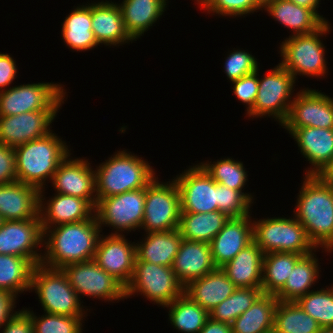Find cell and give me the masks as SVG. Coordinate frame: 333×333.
Listing matches in <instances>:
<instances>
[{
	"label": "cell",
	"mask_w": 333,
	"mask_h": 333,
	"mask_svg": "<svg viewBox=\"0 0 333 333\" xmlns=\"http://www.w3.org/2000/svg\"><path fill=\"white\" fill-rule=\"evenodd\" d=\"M42 230L45 250L41 264L54 269L92 260L102 233L96 216Z\"/></svg>",
	"instance_id": "6da1fadb"
},
{
	"label": "cell",
	"mask_w": 333,
	"mask_h": 333,
	"mask_svg": "<svg viewBox=\"0 0 333 333\" xmlns=\"http://www.w3.org/2000/svg\"><path fill=\"white\" fill-rule=\"evenodd\" d=\"M293 216L316 249L333 252V188L318 175H304Z\"/></svg>",
	"instance_id": "7a4b0ae2"
},
{
	"label": "cell",
	"mask_w": 333,
	"mask_h": 333,
	"mask_svg": "<svg viewBox=\"0 0 333 333\" xmlns=\"http://www.w3.org/2000/svg\"><path fill=\"white\" fill-rule=\"evenodd\" d=\"M66 141L51 131L49 134L14 148L17 181L39 191L46 180L52 181L58 165L71 153ZM49 179V180H48Z\"/></svg>",
	"instance_id": "3957f363"
},
{
	"label": "cell",
	"mask_w": 333,
	"mask_h": 333,
	"mask_svg": "<svg viewBox=\"0 0 333 333\" xmlns=\"http://www.w3.org/2000/svg\"><path fill=\"white\" fill-rule=\"evenodd\" d=\"M96 166L97 201L124 192L146 188L157 176L149 161L125 150H117Z\"/></svg>",
	"instance_id": "277c9868"
},
{
	"label": "cell",
	"mask_w": 333,
	"mask_h": 333,
	"mask_svg": "<svg viewBox=\"0 0 333 333\" xmlns=\"http://www.w3.org/2000/svg\"><path fill=\"white\" fill-rule=\"evenodd\" d=\"M331 24L325 22L313 33L301 35H289L282 41L279 47L280 64L287 69L297 80V75L306 77L325 78L328 73L325 57V44L321 37L329 34Z\"/></svg>",
	"instance_id": "5b68a950"
},
{
	"label": "cell",
	"mask_w": 333,
	"mask_h": 333,
	"mask_svg": "<svg viewBox=\"0 0 333 333\" xmlns=\"http://www.w3.org/2000/svg\"><path fill=\"white\" fill-rule=\"evenodd\" d=\"M30 290L35 291L44 313L86 317L88 309L83 306V300L69 284L61 269L35 265Z\"/></svg>",
	"instance_id": "8992f818"
},
{
	"label": "cell",
	"mask_w": 333,
	"mask_h": 333,
	"mask_svg": "<svg viewBox=\"0 0 333 333\" xmlns=\"http://www.w3.org/2000/svg\"><path fill=\"white\" fill-rule=\"evenodd\" d=\"M254 219L256 218H253L254 242L264 255L272 252H290L305 256L316 250L304 227L294 216Z\"/></svg>",
	"instance_id": "52a82bcc"
},
{
	"label": "cell",
	"mask_w": 333,
	"mask_h": 333,
	"mask_svg": "<svg viewBox=\"0 0 333 333\" xmlns=\"http://www.w3.org/2000/svg\"><path fill=\"white\" fill-rule=\"evenodd\" d=\"M253 107L246 113L250 118L272 117L281 125L287 118L296 86L293 75L280 63L259 78ZM295 84V85H294Z\"/></svg>",
	"instance_id": "ba28073f"
},
{
	"label": "cell",
	"mask_w": 333,
	"mask_h": 333,
	"mask_svg": "<svg viewBox=\"0 0 333 333\" xmlns=\"http://www.w3.org/2000/svg\"><path fill=\"white\" fill-rule=\"evenodd\" d=\"M183 293L184 286L172 267L145 261H135L132 279L125 288L126 299L142 295L163 308Z\"/></svg>",
	"instance_id": "9c48e42d"
},
{
	"label": "cell",
	"mask_w": 333,
	"mask_h": 333,
	"mask_svg": "<svg viewBox=\"0 0 333 333\" xmlns=\"http://www.w3.org/2000/svg\"><path fill=\"white\" fill-rule=\"evenodd\" d=\"M60 83L39 82L16 85L0 91V116H13L37 110H59L66 101Z\"/></svg>",
	"instance_id": "30bf717a"
},
{
	"label": "cell",
	"mask_w": 333,
	"mask_h": 333,
	"mask_svg": "<svg viewBox=\"0 0 333 333\" xmlns=\"http://www.w3.org/2000/svg\"><path fill=\"white\" fill-rule=\"evenodd\" d=\"M180 213V193L174 178L166 183L155 177L145 188L141 230L145 233L176 230Z\"/></svg>",
	"instance_id": "8fae6325"
},
{
	"label": "cell",
	"mask_w": 333,
	"mask_h": 333,
	"mask_svg": "<svg viewBox=\"0 0 333 333\" xmlns=\"http://www.w3.org/2000/svg\"><path fill=\"white\" fill-rule=\"evenodd\" d=\"M145 207V188L124 192L97 201L95 216L98 225L112 227L110 235H124L141 228Z\"/></svg>",
	"instance_id": "7c38bea8"
},
{
	"label": "cell",
	"mask_w": 333,
	"mask_h": 333,
	"mask_svg": "<svg viewBox=\"0 0 333 333\" xmlns=\"http://www.w3.org/2000/svg\"><path fill=\"white\" fill-rule=\"evenodd\" d=\"M61 270L80 300L84 296L113 303L126 299L125 287L93 259L68 264L62 267Z\"/></svg>",
	"instance_id": "4fadbf2b"
},
{
	"label": "cell",
	"mask_w": 333,
	"mask_h": 333,
	"mask_svg": "<svg viewBox=\"0 0 333 333\" xmlns=\"http://www.w3.org/2000/svg\"><path fill=\"white\" fill-rule=\"evenodd\" d=\"M281 126L287 132L304 127L333 129V98L312 88L301 89L293 97Z\"/></svg>",
	"instance_id": "5bb4252c"
},
{
	"label": "cell",
	"mask_w": 333,
	"mask_h": 333,
	"mask_svg": "<svg viewBox=\"0 0 333 333\" xmlns=\"http://www.w3.org/2000/svg\"><path fill=\"white\" fill-rule=\"evenodd\" d=\"M41 247L43 230L40 218L3 221L0 227V254L28 258L38 265L42 260Z\"/></svg>",
	"instance_id": "9a60e30c"
},
{
	"label": "cell",
	"mask_w": 333,
	"mask_h": 333,
	"mask_svg": "<svg viewBox=\"0 0 333 333\" xmlns=\"http://www.w3.org/2000/svg\"><path fill=\"white\" fill-rule=\"evenodd\" d=\"M173 177L180 193L181 212L217 211V182L197 163Z\"/></svg>",
	"instance_id": "2e32d148"
},
{
	"label": "cell",
	"mask_w": 333,
	"mask_h": 333,
	"mask_svg": "<svg viewBox=\"0 0 333 333\" xmlns=\"http://www.w3.org/2000/svg\"><path fill=\"white\" fill-rule=\"evenodd\" d=\"M103 234L93 260L126 288L134 272L136 243L126 239V235Z\"/></svg>",
	"instance_id": "e0dca14e"
},
{
	"label": "cell",
	"mask_w": 333,
	"mask_h": 333,
	"mask_svg": "<svg viewBox=\"0 0 333 333\" xmlns=\"http://www.w3.org/2000/svg\"><path fill=\"white\" fill-rule=\"evenodd\" d=\"M71 153L58 165L50 183L55 193L87 200L94 208L97 204L95 170L83 158H70Z\"/></svg>",
	"instance_id": "ac0fdd59"
},
{
	"label": "cell",
	"mask_w": 333,
	"mask_h": 333,
	"mask_svg": "<svg viewBox=\"0 0 333 333\" xmlns=\"http://www.w3.org/2000/svg\"><path fill=\"white\" fill-rule=\"evenodd\" d=\"M58 110H37L13 116H0V143L15 148L39 139L52 130Z\"/></svg>",
	"instance_id": "d6986e66"
},
{
	"label": "cell",
	"mask_w": 333,
	"mask_h": 333,
	"mask_svg": "<svg viewBox=\"0 0 333 333\" xmlns=\"http://www.w3.org/2000/svg\"><path fill=\"white\" fill-rule=\"evenodd\" d=\"M44 193H46L44 189L39 191V216L42 229L95 217V208L85 199L54 193L55 195L47 200Z\"/></svg>",
	"instance_id": "ffe728a7"
},
{
	"label": "cell",
	"mask_w": 333,
	"mask_h": 333,
	"mask_svg": "<svg viewBox=\"0 0 333 333\" xmlns=\"http://www.w3.org/2000/svg\"><path fill=\"white\" fill-rule=\"evenodd\" d=\"M251 214L229 218L220 232L209 243L217 268L232 260L242 249L254 241Z\"/></svg>",
	"instance_id": "44dd1931"
},
{
	"label": "cell",
	"mask_w": 333,
	"mask_h": 333,
	"mask_svg": "<svg viewBox=\"0 0 333 333\" xmlns=\"http://www.w3.org/2000/svg\"><path fill=\"white\" fill-rule=\"evenodd\" d=\"M291 137L307 161L310 168L305 175H317L333 159V129L327 128H292Z\"/></svg>",
	"instance_id": "7402d4cb"
},
{
	"label": "cell",
	"mask_w": 333,
	"mask_h": 333,
	"mask_svg": "<svg viewBox=\"0 0 333 333\" xmlns=\"http://www.w3.org/2000/svg\"><path fill=\"white\" fill-rule=\"evenodd\" d=\"M215 269L209 243L182 239L172 270L184 287Z\"/></svg>",
	"instance_id": "603a6c76"
},
{
	"label": "cell",
	"mask_w": 333,
	"mask_h": 333,
	"mask_svg": "<svg viewBox=\"0 0 333 333\" xmlns=\"http://www.w3.org/2000/svg\"><path fill=\"white\" fill-rule=\"evenodd\" d=\"M92 31L99 45L119 47L134 41L126 32L119 5L114 1L91 2Z\"/></svg>",
	"instance_id": "cb8c5ba5"
},
{
	"label": "cell",
	"mask_w": 333,
	"mask_h": 333,
	"mask_svg": "<svg viewBox=\"0 0 333 333\" xmlns=\"http://www.w3.org/2000/svg\"><path fill=\"white\" fill-rule=\"evenodd\" d=\"M0 215L3 221L40 218L39 190L19 181L0 185Z\"/></svg>",
	"instance_id": "d4e9b609"
},
{
	"label": "cell",
	"mask_w": 333,
	"mask_h": 333,
	"mask_svg": "<svg viewBox=\"0 0 333 333\" xmlns=\"http://www.w3.org/2000/svg\"><path fill=\"white\" fill-rule=\"evenodd\" d=\"M263 256L253 241L220 268L236 288H261Z\"/></svg>",
	"instance_id": "484cf974"
},
{
	"label": "cell",
	"mask_w": 333,
	"mask_h": 333,
	"mask_svg": "<svg viewBox=\"0 0 333 333\" xmlns=\"http://www.w3.org/2000/svg\"><path fill=\"white\" fill-rule=\"evenodd\" d=\"M236 289L227 275L217 268L205 276L191 281L184 293L209 313Z\"/></svg>",
	"instance_id": "4316f807"
},
{
	"label": "cell",
	"mask_w": 333,
	"mask_h": 333,
	"mask_svg": "<svg viewBox=\"0 0 333 333\" xmlns=\"http://www.w3.org/2000/svg\"><path fill=\"white\" fill-rule=\"evenodd\" d=\"M263 10L279 24L292 29V36L313 33L324 24L311 9L290 0H271L262 5Z\"/></svg>",
	"instance_id": "83f0119b"
},
{
	"label": "cell",
	"mask_w": 333,
	"mask_h": 333,
	"mask_svg": "<svg viewBox=\"0 0 333 333\" xmlns=\"http://www.w3.org/2000/svg\"><path fill=\"white\" fill-rule=\"evenodd\" d=\"M167 3L168 0H123L122 3H117L126 32L134 41L159 21L166 11Z\"/></svg>",
	"instance_id": "f1b7e54d"
},
{
	"label": "cell",
	"mask_w": 333,
	"mask_h": 333,
	"mask_svg": "<svg viewBox=\"0 0 333 333\" xmlns=\"http://www.w3.org/2000/svg\"><path fill=\"white\" fill-rule=\"evenodd\" d=\"M136 243V261L172 267L182 236L179 229L145 233Z\"/></svg>",
	"instance_id": "f546056e"
},
{
	"label": "cell",
	"mask_w": 333,
	"mask_h": 333,
	"mask_svg": "<svg viewBox=\"0 0 333 333\" xmlns=\"http://www.w3.org/2000/svg\"><path fill=\"white\" fill-rule=\"evenodd\" d=\"M61 24V37L71 50L87 51L98 47L92 31L91 3L78 5Z\"/></svg>",
	"instance_id": "4dcf8cb0"
},
{
	"label": "cell",
	"mask_w": 333,
	"mask_h": 333,
	"mask_svg": "<svg viewBox=\"0 0 333 333\" xmlns=\"http://www.w3.org/2000/svg\"><path fill=\"white\" fill-rule=\"evenodd\" d=\"M303 256L294 266L284 287L275 295L278 301L296 302L299 298L312 291L311 288L320 279L321 270L316 253Z\"/></svg>",
	"instance_id": "1f68e13d"
},
{
	"label": "cell",
	"mask_w": 333,
	"mask_h": 333,
	"mask_svg": "<svg viewBox=\"0 0 333 333\" xmlns=\"http://www.w3.org/2000/svg\"><path fill=\"white\" fill-rule=\"evenodd\" d=\"M278 299L262 293L252 306L231 323L232 333H266L273 330Z\"/></svg>",
	"instance_id": "d6a6232c"
},
{
	"label": "cell",
	"mask_w": 333,
	"mask_h": 333,
	"mask_svg": "<svg viewBox=\"0 0 333 333\" xmlns=\"http://www.w3.org/2000/svg\"><path fill=\"white\" fill-rule=\"evenodd\" d=\"M229 218L218 210L208 213L181 212L178 229L185 240L210 243Z\"/></svg>",
	"instance_id": "836d02e7"
},
{
	"label": "cell",
	"mask_w": 333,
	"mask_h": 333,
	"mask_svg": "<svg viewBox=\"0 0 333 333\" xmlns=\"http://www.w3.org/2000/svg\"><path fill=\"white\" fill-rule=\"evenodd\" d=\"M304 255L290 252H272L263 256L262 284L264 294L276 295L287 282L295 264Z\"/></svg>",
	"instance_id": "e575fe53"
},
{
	"label": "cell",
	"mask_w": 333,
	"mask_h": 333,
	"mask_svg": "<svg viewBox=\"0 0 333 333\" xmlns=\"http://www.w3.org/2000/svg\"><path fill=\"white\" fill-rule=\"evenodd\" d=\"M35 265L24 257L0 254V290L15 297L30 291L31 277Z\"/></svg>",
	"instance_id": "d590c367"
},
{
	"label": "cell",
	"mask_w": 333,
	"mask_h": 333,
	"mask_svg": "<svg viewBox=\"0 0 333 333\" xmlns=\"http://www.w3.org/2000/svg\"><path fill=\"white\" fill-rule=\"evenodd\" d=\"M168 319L174 329L181 333H199L210 318L209 312L199 306L185 293L168 304Z\"/></svg>",
	"instance_id": "8d00e7d4"
},
{
	"label": "cell",
	"mask_w": 333,
	"mask_h": 333,
	"mask_svg": "<svg viewBox=\"0 0 333 333\" xmlns=\"http://www.w3.org/2000/svg\"><path fill=\"white\" fill-rule=\"evenodd\" d=\"M198 164L215 182L241 191L252 203L254 202V196L244 192V187L248 181V171H246L243 162L227 157L213 162L202 161Z\"/></svg>",
	"instance_id": "74e56055"
},
{
	"label": "cell",
	"mask_w": 333,
	"mask_h": 333,
	"mask_svg": "<svg viewBox=\"0 0 333 333\" xmlns=\"http://www.w3.org/2000/svg\"><path fill=\"white\" fill-rule=\"evenodd\" d=\"M319 329L317 321L296 302L278 301L273 327L276 333H317Z\"/></svg>",
	"instance_id": "f35d334b"
},
{
	"label": "cell",
	"mask_w": 333,
	"mask_h": 333,
	"mask_svg": "<svg viewBox=\"0 0 333 333\" xmlns=\"http://www.w3.org/2000/svg\"><path fill=\"white\" fill-rule=\"evenodd\" d=\"M296 303L317 321L320 327H333V284L308 292Z\"/></svg>",
	"instance_id": "ab89813d"
},
{
	"label": "cell",
	"mask_w": 333,
	"mask_h": 333,
	"mask_svg": "<svg viewBox=\"0 0 333 333\" xmlns=\"http://www.w3.org/2000/svg\"><path fill=\"white\" fill-rule=\"evenodd\" d=\"M30 316L33 324V333H83L85 317H74L45 313L41 317L35 315L33 310L23 308Z\"/></svg>",
	"instance_id": "60d3db41"
},
{
	"label": "cell",
	"mask_w": 333,
	"mask_h": 333,
	"mask_svg": "<svg viewBox=\"0 0 333 333\" xmlns=\"http://www.w3.org/2000/svg\"><path fill=\"white\" fill-rule=\"evenodd\" d=\"M208 14L230 17H245L262 10L260 0H194ZM258 10V11H257Z\"/></svg>",
	"instance_id": "b9f144b4"
},
{
	"label": "cell",
	"mask_w": 333,
	"mask_h": 333,
	"mask_svg": "<svg viewBox=\"0 0 333 333\" xmlns=\"http://www.w3.org/2000/svg\"><path fill=\"white\" fill-rule=\"evenodd\" d=\"M217 210L230 218L251 214L252 203L241 191L217 183Z\"/></svg>",
	"instance_id": "7bdbcfd3"
},
{
	"label": "cell",
	"mask_w": 333,
	"mask_h": 333,
	"mask_svg": "<svg viewBox=\"0 0 333 333\" xmlns=\"http://www.w3.org/2000/svg\"><path fill=\"white\" fill-rule=\"evenodd\" d=\"M247 50L233 49L229 51L224 60V72L227 78L232 82L239 78L254 73L259 68V62L254 55Z\"/></svg>",
	"instance_id": "ee69618b"
},
{
	"label": "cell",
	"mask_w": 333,
	"mask_h": 333,
	"mask_svg": "<svg viewBox=\"0 0 333 333\" xmlns=\"http://www.w3.org/2000/svg\"><path fill=\"white\" fill-rule=\"evenodd\" d=\"M236 98L246 104V113L253 107L258 92V70L238 80L232 81Z\"/></svg>",
	"instance_id": "f6af8a7d"
},
{
	"label": "cell",
	"mask_w": 333,
	"mask_h": 333,
	"mask_svg": "<svg viewBox=\"0 0 333 333\" xmlns=\"http://www.w3.org/2000/svg\"><path fill=\"white\" fill-rule=\"evenodd\" d=\"M17 181L14 148L0 143V185Z\"/></svg>",
	"instance_id": "bcb514c9"
},
{
	"label": "cell",
	"mask_w": 333,
	"mask_h": 333,
	"mask_svg": "<svg viewBox=\"0 0 333 333\" xmlns=\"http://www.w3.org/2000/svg\"><path fill=\"white\" fill-rule=\"evenodd\" d=\"M262 293L261 288H236L233 292L234 320L248 310Z\"/></svg>",
	"instance_id": "7dc6e473"
},
{
	"label": "cell",
	"mask_w": 333,
	"mask_h": 333,
	"mask_svg": "<svg viewBox=\"0 0 333 333\" xmlns=\"http://www.w3.org/2000/svg\"><path fill=\"white\" fill-rule=\"evenodd\" d=\"M1 333H33L30 316L23 310H18L0 329Z\"/></svg>",
	"instance_id": "c3c4849f"
},
{
	"label": "cell",
	"mask_w": 333,
	"mask_h": 333,
	"mask_svg": "<svg viewBox=\"0 0 333 333\" xmlns=\"http://www.w3.org/2000/svg\"><path fill=\"white\" fill-rule=\"evenodd\" d=\"M16 61L8 53L0 52V91L10 88L17 75Z\"/></svg>",
	"instance_id": "681fc988"
},
{
	"label": "cell",
	"mask_w": 333,
	"mask_h": 333,
	"mask_svg": "<svg viewBox=\"0 0 333 333\" xmlns=\"http://www.w3.org/2000/svg\"><path fill=\"white\" fill-rule=\"evenodd\" d=\"M209 316L214 321L231 325L234 321L233 293L222 303L216 306L209 313Z\"/></svg>",
	"instance_id": "f907efd6"
},
{
	"label": "cell",
	"mask_w": 333,
	"mask_h": 333,
	"mask_svg": "<svg viewBox=\"0 0 333 333\" xmlns=\"http://www.w3.org/2000/svg\"><path fill=\"white\" fill-rule=\"evenodd\" d=\"M17 299L18 297H15L13 294L0 290V328L18 312L14 310Z\"/></svg>",
	"instance_id": "816d5d0a"
},
{
	"label": "cell",
	"mask_w": 333,
	"mask_h": 333,
	"mask_svg": "<svg viewBox=\"0 0 333 333\" xmlns=\"http://www.w3.org/2000/svg\"><path fill=\"white\" fill-rule=\"evenodd\" d=\"M199 333H232L231 325L209 318Z\"/></svg>",
	"instance_id": "f5cc1de1"
},
{
	"label": "cell",
	"mask_w": 333,
	"mask_h": 333,
	"mask_svg": "<svg viewBox=\"0 0 333 333\" xmlns=\"http://www.w3.org/2000/svg\"><path fill=\"white\" fill-rule=\"evenodd\" d=\"M292 2H294L295 4L299 5V6H303L306 8L311 9L324 23L325 22H329L328 19L326 20L323 15H321L320 13H318V8L320 7L319 4L321 0H290Z\"/></svg>",
	"instance_id": "db71d44e"
},
{
	"label": "cell",
	"mask_w": 333,
	"mask_h": 333,
	"mask_svg": "<svg viewBox=\"0 0 333 333\" xmlns=\"http://www.w3.org/2000/svg\"><path fill=\"white\" fill-rule=\"evenodd\" d=\"M317 175L333 188V159Z\"/></svg>",
	"instance_id": "11a10c76"
},
{
	"label": "cell",
	"mask_w": 333,
	"mask_h": 333,
	"mask_svg": "<svg viewBox=\"0 0 333 333\" xmlns=\"http://www.w3.org/2000/svg\"><path fill=\"white\" fill-rule=\"evenodd\" d=\"M317 333H333V327H320Z\"/></svg>",
	"instance_id": "9f6ffc18"
},
{
	"label": "cell",
	"mask_w": 333,
	"mask_h": 333,
	"mask_svg": "<svg viewBox=\"0 0 333 333\" xmlns=\"http://www.w3.org/2000/svg\"><path fill=\"white\" fill-rule=\"evenodd\" d=\"M260 1H261L262 5H263V4H265V3H267V2H269L271 0H260Z\"/></svg>",
	"instance_id": "6f0895ef"
},
{
	"label": "cell",
	"mask_w": 333,
	"mask_h": 333,
	"mask_svg": "<svg viewBox=\"0 0 333 333\" xmlns=\"http://www.w3.org/2000/svg\"><path fill=\"white\" fill-rule=\"evenodd\" d=\"M2 223H3V219H2V217L0 215V227H1Z\"/></svg>",
	"instance_id": "680465c9"
},
{
	"label": "cell",
	"mask_w": 333,
	"mask_h": 333,
	"mask_svg": "<svg viewBox=\"0 0 333 333\" xmlns=\"http://www.w3.org/2000/svg\"><path fill=\"white\" fill-rule=\"evenodd\" d=\"M266 333H276L274 330L268 331Z\"/></svg>",
	"instance_id": "91938a15"
}]
</instances>
